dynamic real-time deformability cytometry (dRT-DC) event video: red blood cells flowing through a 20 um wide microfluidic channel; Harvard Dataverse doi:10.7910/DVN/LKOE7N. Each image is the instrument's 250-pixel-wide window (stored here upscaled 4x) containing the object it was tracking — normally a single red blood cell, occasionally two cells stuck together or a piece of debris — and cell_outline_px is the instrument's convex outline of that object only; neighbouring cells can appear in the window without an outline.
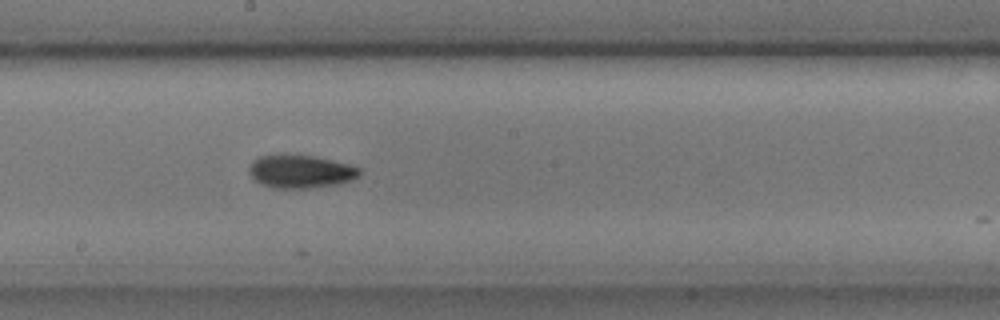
{"species": "common noctule bat (a hibernating species)", "species_latin": "Nyctalus noctula", "temperature_condition": "cold", "stored_images_in_passage": 24, "camera_frame_rate_fps": 3000, "um_per_image_px": 0.085, "animal": {"sex": "male", "body_mass_g": 17.9, "forearm_length_mm": 54.2}, "frame": {"image": 1, "passage_image": 19, "time_ms": 6.0, "image_size_px": [1000, 320], "cell_outline_px": [[360, 176], [352, 180], [340, 184], [308, 188], [272, 188], [260, 184], [248, 172], [248, 168], [252, 160], [260, 156], [280, 152], [284, 152], [316, 156], [348, 164], [360, 168]], "centroid_in_image_um": [25.51, 14.54], "position_along_channel_um": 222.7, "area_um2": 22.02}}